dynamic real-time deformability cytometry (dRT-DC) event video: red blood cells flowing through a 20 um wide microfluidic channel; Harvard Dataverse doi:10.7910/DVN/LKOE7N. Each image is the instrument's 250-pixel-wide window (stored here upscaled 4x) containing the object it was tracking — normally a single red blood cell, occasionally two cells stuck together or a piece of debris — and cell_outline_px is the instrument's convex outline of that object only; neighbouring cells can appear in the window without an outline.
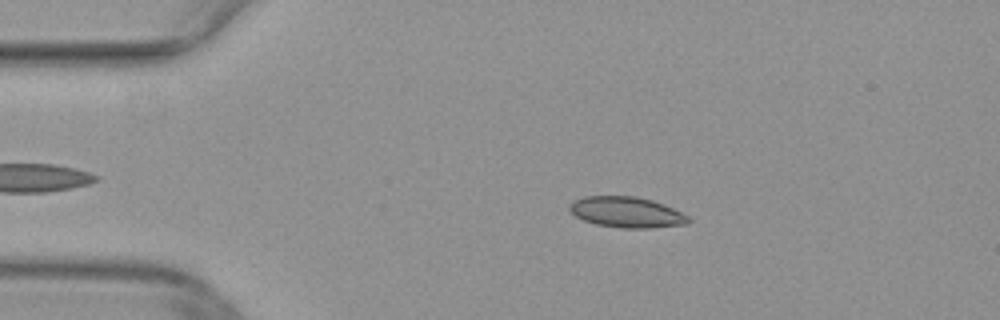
{"species": "common noctule bat (a hibernating species)", "species_latin": "Nyctalus noctula", "temperature_condition": "warm", "stored_images_in_passage": 43, "camera_frame_rate_fps": 3000, "um_per_image_px": 0.085, "animal": {"sex": "female", "body_mass_g": 29.2, "forearm_length_mm": 56.3}, "frame": {"image": 1, "passage_image": 9, "time_ms": 2.667, "image_size_px": [1000, 320], "cell_outline_px": [[692, 220], [688, 224], [652, 228], [620, 228], [596, 224], [584, 220], [576, 216], [568, 208], [568, 204], [572, 200], [584, 196], [636, 196], [652, 200], [664, 204], [688, 216]], "centroid_in_image_um": [53.26, 18.03], "position_along_channel_um": 31.7, "area_um2": 21.44}}
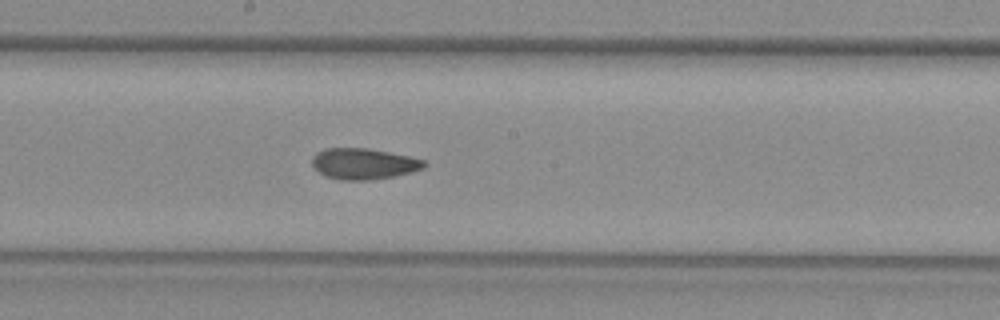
{"frame": {"image": 2, "passage_image": 26, "time_ms": 8.333, "image_size_px": [1000, 320], "cell_outline_px": [[428, 164], [424, 168], [412, 172], [392, 176], [368, 180], [340, 180], [328, 176], [320, 172], [312, 164], [312, 156], [316, 152], [324, 148], [368, 148], [408, 156], [424, 160]], "centroid_in_image_um": [30.91, 13.91], "position_along_channel_um": 217.3, "area_um2": 20.11}}
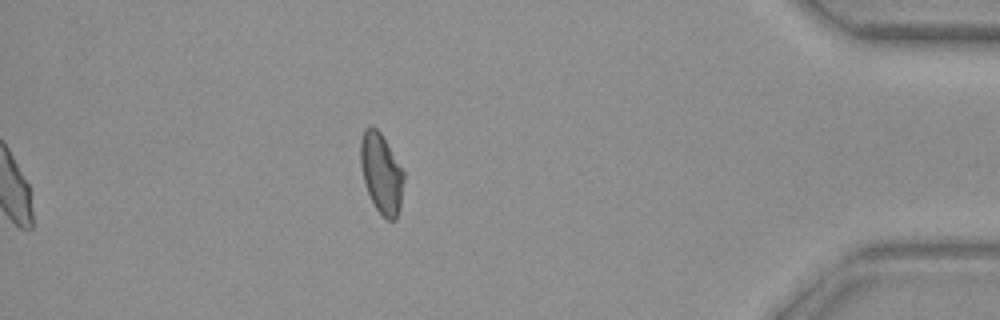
{"frame": {"image": 3, "passage_image": 43, "time_ms": 14.0, "image_size_px": [1000, 320], "cell_outline_px": [[404, 180], [400, 208], [396, 220], [388, 220], [376, 208], [364, 184], [360, 164], [360, 140], [364, 128], [372, 124], [380, 132], [404, 168]], "centroid_in_image_um": [32.42, 14.68], "position_along_channel_um": 402.8, "area_um2": 20.52}}